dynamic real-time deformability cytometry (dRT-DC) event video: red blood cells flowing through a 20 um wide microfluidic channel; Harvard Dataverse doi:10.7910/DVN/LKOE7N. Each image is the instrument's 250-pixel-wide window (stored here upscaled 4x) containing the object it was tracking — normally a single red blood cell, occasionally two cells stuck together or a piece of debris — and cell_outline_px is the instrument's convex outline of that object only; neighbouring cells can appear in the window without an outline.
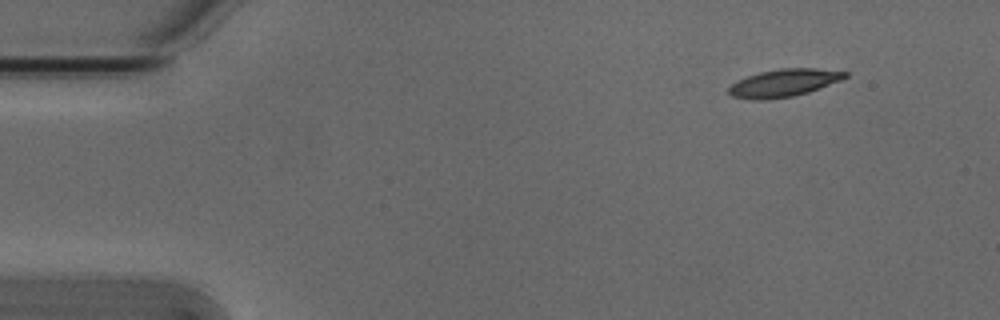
{"species": "Egyptian fruit bat (a non-hibernating species)", "species_latin": "Rousettus aegyptiacus", "temperature_condition": "cold", "stored_images_in_passage": 2, "segment_of_instrument_passage": [2, 2], "camera_frame_rate_fps": 3000, "um_per_image_px": 0.085, "animal": {"sex": "male"}, "frame": {"image": 1, "passage_image": 2, "time_ms": 0.333, "image_size_px": [1000, 320], "cell_outline_px": [[848, 76], [840, 80], [808, 92], [792, 96], [764, 100], [752, 100], [732, 96], [728, 92], [728, 88], [732, 84], [748, 76], [760, 72], [780, 68], [816, 68], [848, 72]], "centroid_in_image_um": [66.62, 7.05], "position_along_channel_um": 18.4, "area_um2": 18.5}}